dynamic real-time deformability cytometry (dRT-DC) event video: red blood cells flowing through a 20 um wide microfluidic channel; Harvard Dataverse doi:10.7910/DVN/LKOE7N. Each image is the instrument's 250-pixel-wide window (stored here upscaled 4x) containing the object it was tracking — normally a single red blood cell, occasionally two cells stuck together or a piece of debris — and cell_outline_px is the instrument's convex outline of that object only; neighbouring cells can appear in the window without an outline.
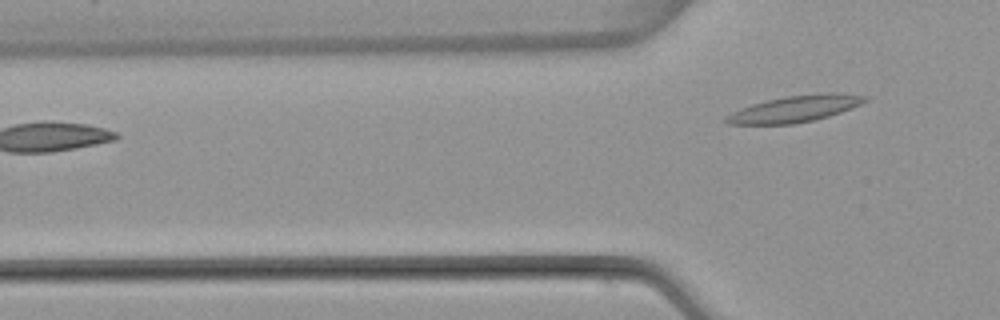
{"species": "common noctule bat (a hibernating species)", "species_latin": "Nyctalus noctula", "temperature_condition": "warm", "stored_images_in_passage": 4, "camera_frame_rate_fps": 3000, "um_per_image_px": 0.085, "animal": {"sex": "female", "body_mass_g": 22.7, "forearm_length_mm": 54.2}, "frame": {"image": 1, "passage_image": 4, "time_ms": 3.667, "image_size_px": [1000, 320], "cell_outline_px": [[868, 100], [860, 104], [840, 112], [828, 116], [796, 124], [728, 124], [724, 120], [724, 116], [740, 108], [752, 104], [784, 96], [828, 92], [836, 92], [868, 96]], "centroid_in_image_um": [67.56, 9.24], "position_along_channel_um": 58.2, "area_um2": 21.39}}